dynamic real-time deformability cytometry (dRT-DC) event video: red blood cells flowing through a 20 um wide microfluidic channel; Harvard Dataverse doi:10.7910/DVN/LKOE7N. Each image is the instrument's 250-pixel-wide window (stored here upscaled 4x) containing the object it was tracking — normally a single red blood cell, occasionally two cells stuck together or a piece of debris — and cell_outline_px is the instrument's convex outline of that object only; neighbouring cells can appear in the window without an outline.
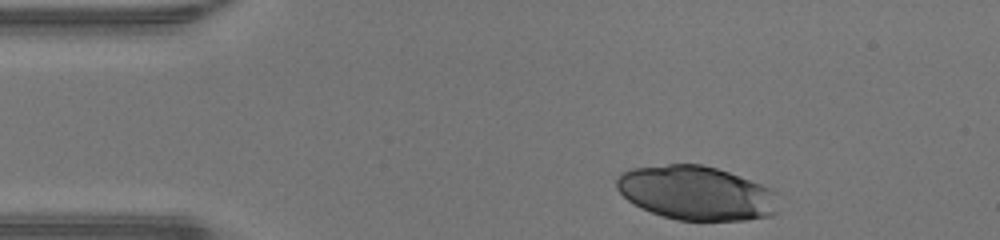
{"species": "human", "species_latin": "Homo sapiens", "temperature_condition": "warm", "stored_images_in_passage": 32, "camera_frame_rate_fps": 3000, "um_per_image_px": 0.085, "donor": {"sex": "male"}, "frame": {"image": 1, "passage_image": 1, "time_ms": 0.0, "image_size_px": [1000, 240], "cell_outline_px": [[776, 212], [772, 216], [748, 220], [676, 220], [640, 208], [628, 200], [616, 188], [616, 180], [624, 172], [632, 168], [668, 164], [700, 164], [716, 168], [728, 172], [772, 188], [776, 192]], "centroid_in_image_um": [59.19, 16.41], "position_along_channel_um": 25.8, "area_um2": 50.86}}
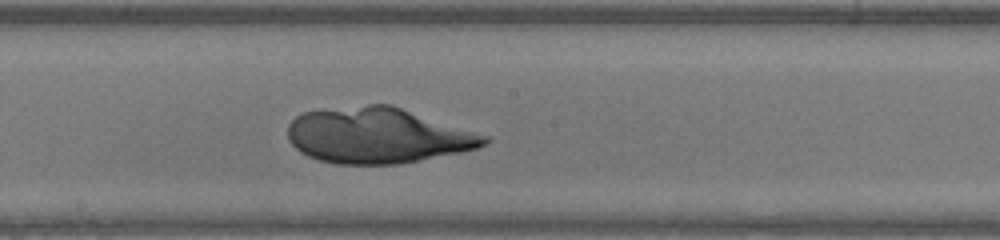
{"frame": {"image": 2, "passage_image": 19, "time_ms": 6.0, "image_size_px": [1000, 240], "cell_outline_px": [[492, 140], [476, 148], [460, 152], [400, 164], [336, 164], [320, 160], [308, 156], [300, 152], [288, 140], [288, 124], [296, 116], [304, 112], [368, 104], [392, 104], [492, 136]], "centroid_in_image_um": [32.15, 11.51], "position_along_channel_um": 216.0, "area_um2": 64.1}}
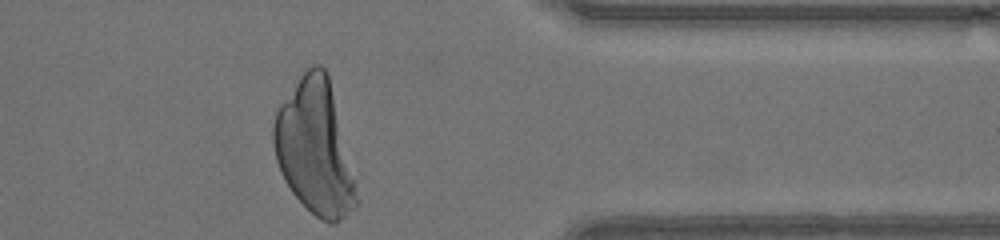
{"frame": {"image": 3, "passage_image": 32, "time_ms": 10.333, "image_size_px": [1000, 240], "cell_outline_px": [[360, 204], [356, 208], [336, 224], [332, 224], [320, 220], [292, 192], [284, 180], [280, 172], [276, 160], [272, 144], [272, 124], [276, 112], [280, 104], [300, 76], [312, 64], [320, 64], [324, 68], [328, 76], [360, 200]], "centroid_in_image_um": [26.75, 12.6], "position_along_channel_um": 384.7, "area_um2": 64.39}}